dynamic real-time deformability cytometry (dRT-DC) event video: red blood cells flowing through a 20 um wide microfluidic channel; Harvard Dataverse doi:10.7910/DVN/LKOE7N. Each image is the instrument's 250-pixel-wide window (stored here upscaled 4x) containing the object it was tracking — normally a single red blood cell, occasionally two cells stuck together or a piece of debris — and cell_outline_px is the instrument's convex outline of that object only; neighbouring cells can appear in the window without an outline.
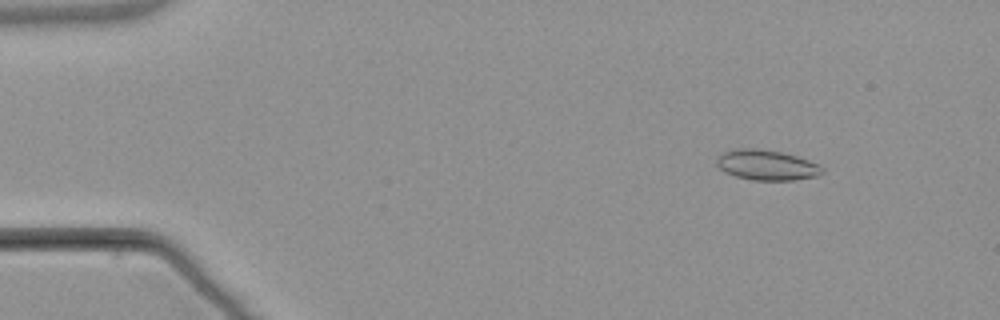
{"species": "common noctule bat (a hibernating species)", "species_latin": "Nyctalus noctula", "temperature_condition": "warm", "stored_images_in_passage": 5, "camera_frame_rate_fps": 3000, "um_per_image_px": 0.085, "animal": {"sex": "male", "body_mass_g": 21.5, "forearm_length_mm": 52.0}, "frame": {"image": 1, "passage_image": 5, "time_ms": 7.0, "image_size_px": [1000, 320], "cell_outline_px": [[824, 172], [816, 176], [792, 180], [752, 180], [736, 176], [724, 172], [716, 164], [716, 160], [724, 152], [736, 148], [756, 148], [780, 152], [796, 156], [808, 160], [824, 168]], "centroid_in_image_um": [65.15, 14.03], "position_along_channel_um": 19.9, "area_um2": 18.44}}